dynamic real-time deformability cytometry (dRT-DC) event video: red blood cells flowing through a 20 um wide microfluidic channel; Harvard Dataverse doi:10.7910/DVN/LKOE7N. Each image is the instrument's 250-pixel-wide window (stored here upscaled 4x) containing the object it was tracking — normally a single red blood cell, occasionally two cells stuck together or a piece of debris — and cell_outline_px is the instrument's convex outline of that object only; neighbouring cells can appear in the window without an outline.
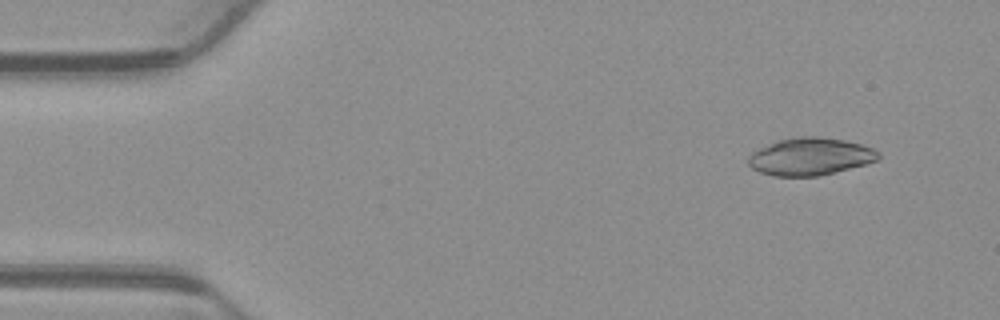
{"species": "common noctule bat (a hibernating species)", "species_latin": "Nyctalus noctula", "temperature_condition": "warm", "stored_images_in_passage": 53, "camera_frame_rate_fps": 3000, "um_per_image_px": 0.085, "animal": {"sex": "male", "body_mass_g": 23.1, "forearm_length_mm": 52.7}, "frame": {"image": 1, "passage_image": 5, "time_ms": 1.333, "image_size_px": [1000, 320], "cell_outline_px": [[880, 156], [876, 160], [864, 164], [816, 176], [772, 176], [760, 172], [752, 168], [748, 164], [748, 156], [752, 152], [760, 148], [780, 140], [796, 136], [816, 136], [844, 140], [860, 144], [872, 148], [880, 152]], "centroid_in_image_um": [68.84, 13.3], "position_along_channel_um": 16.2, "area_um2": 28.03}}